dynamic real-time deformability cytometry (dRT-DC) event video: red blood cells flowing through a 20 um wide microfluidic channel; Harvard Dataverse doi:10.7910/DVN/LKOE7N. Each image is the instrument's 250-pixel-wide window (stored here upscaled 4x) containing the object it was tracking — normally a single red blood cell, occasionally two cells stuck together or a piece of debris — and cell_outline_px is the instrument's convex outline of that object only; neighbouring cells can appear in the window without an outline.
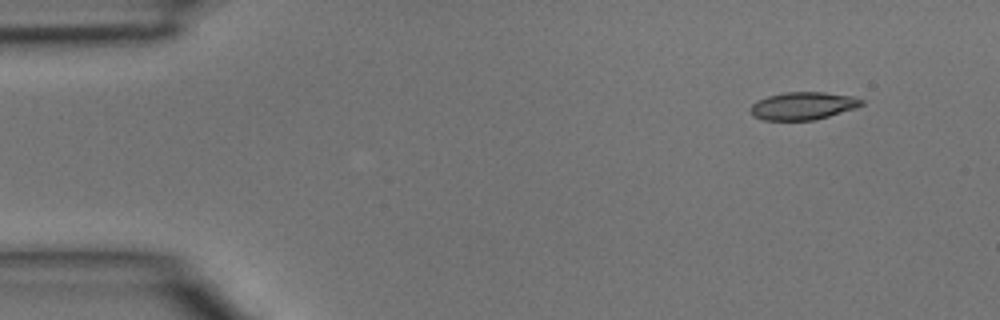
{"species": "common noctule bat (a hibernating species)", "species_latin": "Nyctalus noctula", "temperature_condition": "room temperature", "stored_images_in_passage": 42, "camera_frame_rate_fps": 3000, "um_per_image_px": 0.085, "animal": {"sex": "male", "body_mass_g": 15.6}, "frame": {"image": 1, "passage_image": 1, "time_ms": 0.0, "image_size_px": [1000, 320], "cell_outline_px": [[864, 104], [856, 108], [816, 120], [764, 120], [752, 116], [748, 108], [756, 100], [768, 96], [784, 92], [824, 92], [856, 96], [864, 100]], "centroid_in_image_um": [68.26, 8.99], "position_along_channel_um": 16.7, "area_um2": 18.26}}
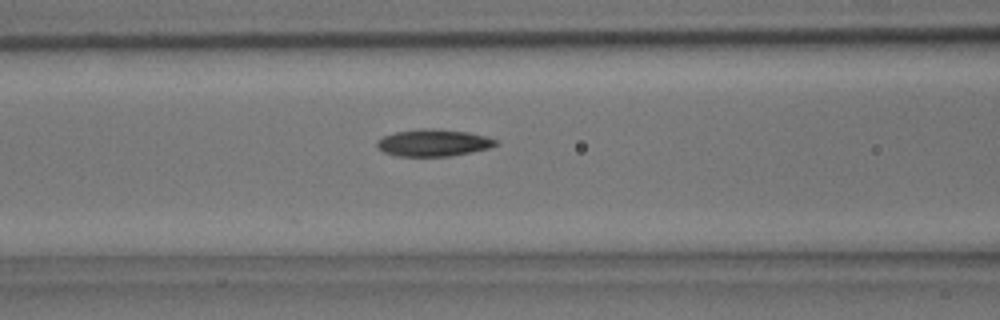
{"frame": {"image": 2, "passage_image": 15, "time_ms": 4.667, "image_size_px": [1000, 320], "cell_outline_px": [[500, 144], [488, 148], [472, 152], [452, 156], [396, 156], [384, 152], [376, 148], [376, 140], [384, 136], [396, 132], [420, 128], [428, 128], [468, 132], [484, 136], [496, 140]], "centroid_in_image_um": [36.81, 12.14], "position_along_channel_um": 129.8, "area_um2": 18.73}}
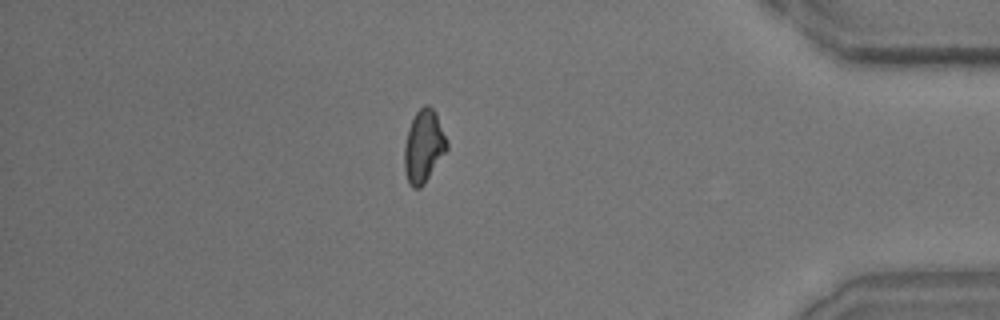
{"frame": {"image": 3, "passage_image": 36, "time_ms": 11.667, "image_size_px": [1000, 320], "cell_outline_px": [[448, 148], [424, 184], [420, 188], [412, 188], [408, 184], [404, 168], [404, 144], [412, 120], [416, 112], [424, 104], [428, 104], [436, 112], [448, 144]], "centroid_in_image_um": [36.0, 12.45], "position_along_channel_um": 399.2, "area_um2": 17.92}}